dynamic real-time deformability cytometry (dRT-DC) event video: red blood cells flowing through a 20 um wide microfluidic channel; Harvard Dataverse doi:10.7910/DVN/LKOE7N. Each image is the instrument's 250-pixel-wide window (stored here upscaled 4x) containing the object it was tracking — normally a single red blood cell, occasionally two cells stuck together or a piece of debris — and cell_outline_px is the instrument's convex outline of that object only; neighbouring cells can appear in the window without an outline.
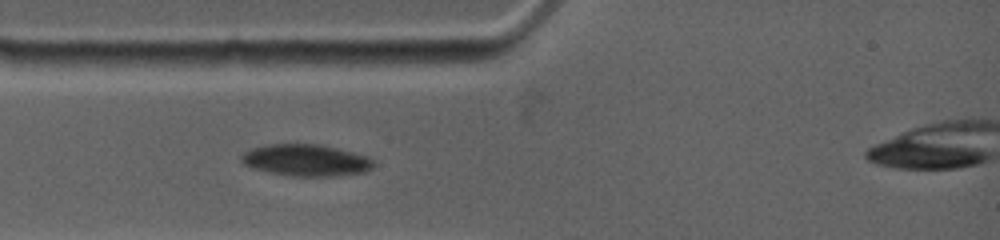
{"species": "common noctule bat (a hibernating species)", "species_latin": "Nyctalus noctula", "temperature_condition": "warm", "stored_images_in_passage": 11, "camera_frame_rate_fps": 4500, "um_per_image_px": 0.085, "animal": {"sex": "female", "body_mass_g": 19.0, "forearm_length_mm": 53.3}, "frame": {"image": 1, "passage_image": 1, "time_ms": 0.0, "image_size_px": [1000, 240], "cell_outline_px": [[376, 164], [372, 168], [364, 172], [340, 176], [292, 176], [268, 172], [252, 168], [244, 164], [240, 160], [240, 156], [244, 152], [252, 148], [268, 144], [320, 144], [368, 156]], "centroid_in_image_um": [26.01, 13.62], "position_along_channel_um": 59.0, "area_um2": 24.57}}
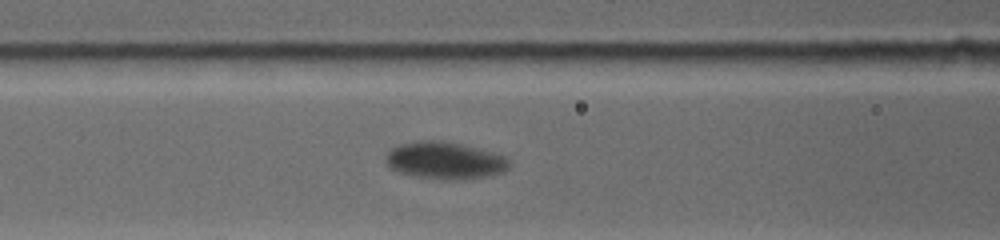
{"frame": {"image": 2, "passage_image": 6, "time_ms": 2.0, "image_size_px": [1000, 240], "cell_outline_px": [[508, 168], [504, 172], [488, 176], [464, 180], [440, 180], [416, 176], [400, 172], [392, 168], [384, 160], [388, 152], [392, 148], [400, 144], [420, 140], [440, 140], [460, 144], [496, 152], [508, 156]], "centroid_in_image_um": [37.86, 13.65], "position_along_channel_um": 128.7, "area_um2": 26.99}}
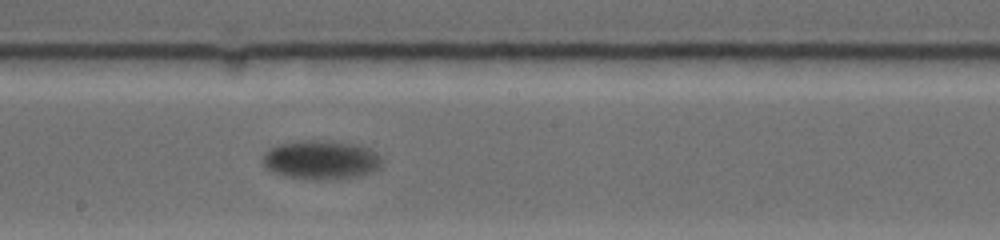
{"frame": {"image": 3, "passage_image": 11, "time_ms": 4.667, "image_size_px": [1000, 240], "cell_outline_px": [[384, 160], [380, 168], [372, 172], [356, 176], [332, 180], [284, 176], [268, 168], [264, 164], [264, 152], [280, 144], [304, 140], [324, 140], [356, 144], [368, 148], [376, 152]], "centroid_in_image_um": [27.36, 13.58], "position_along_channel_um": 220.8, "area_um2": 26.82}}